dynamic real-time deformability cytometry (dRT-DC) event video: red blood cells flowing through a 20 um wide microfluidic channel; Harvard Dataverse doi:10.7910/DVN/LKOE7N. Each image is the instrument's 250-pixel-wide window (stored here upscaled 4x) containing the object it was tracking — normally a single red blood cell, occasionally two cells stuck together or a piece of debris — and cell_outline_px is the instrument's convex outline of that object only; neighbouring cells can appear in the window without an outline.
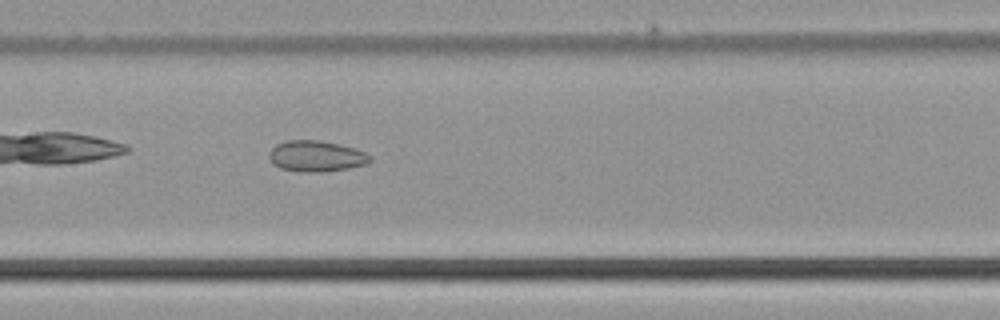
{"species": "common noctule bat (a hibernating species)", "species_latin": "Nyctalus noctula", "temperature_condition": "cold", "stored_images_in_passage": 36, "camera_frame_rate_fps": 3000, "um_per_image_px": 0.085, "animal": {"sex": "male", "body_mass_g": 21.5, "forearm_length_mm": 52.0}, "frame": {"image": 1, "passage_image": 11, "time_ms": 3.333, "image_size_px": [1000, 320], "cell_outline_px": [[372, 160], [364, 164], [348, 168], [316, 172], [280, 168], [272, 164], [268, 156], [272, 148], [276, 144], [288, 140], [320, 140], [356, 148], [372, 156]], "centroid_in_image_um": [26.87, 13.25], "position_along_channel_um": 180.5, "area_um2": 17.98}}
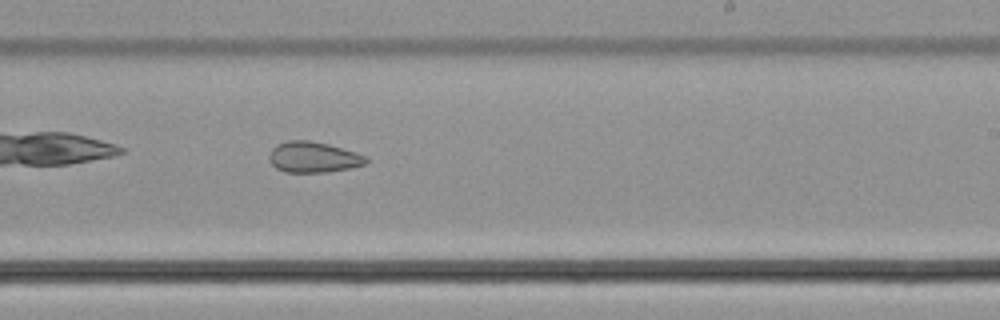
{"frame": {"image": 2, "passage_image": 17, "time_ms": 5.333, "image_size_px": [1000, 320], "cell_outline_px": [[368, 164], [328, 172], [284, 172], [276, 168], [268, 160], [268, 156], [272, 148], [276, 144], [288, 140], [308, 140], [328, 144], [356, 152], [364, 156], [368, 160]], "centroid_in_image_um": [26.6, 13.36], "position_along_channel_um": 262.4, "area_um2": 17.46}}
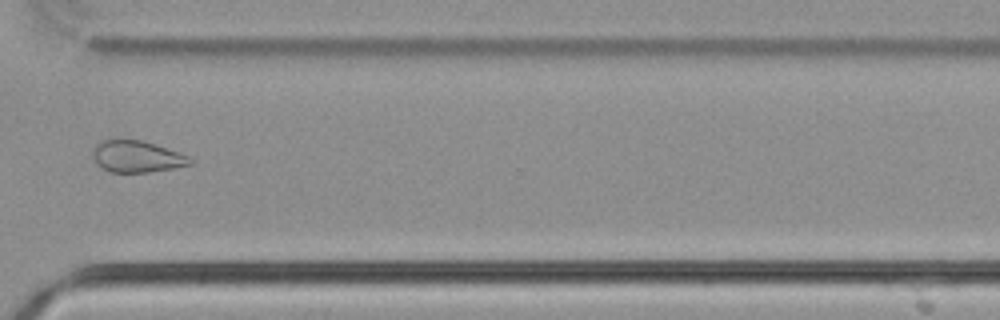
{"frame": {"image": 3, "passage_image": 24, "time_ms": 7.667, "image_size_px": [1000, 320], "cell_outline_px": [[196, 160], [192, 164], [172, 168], [148, 172], [112, 172], [96, 164], [92, 156], [92, 148], [100, 140], [144, 140], [188, 156]], "centroid_in_image_um": [11.62, 13.3], "position_along_channel_um": 359.0, "area_um2": 17.92}}